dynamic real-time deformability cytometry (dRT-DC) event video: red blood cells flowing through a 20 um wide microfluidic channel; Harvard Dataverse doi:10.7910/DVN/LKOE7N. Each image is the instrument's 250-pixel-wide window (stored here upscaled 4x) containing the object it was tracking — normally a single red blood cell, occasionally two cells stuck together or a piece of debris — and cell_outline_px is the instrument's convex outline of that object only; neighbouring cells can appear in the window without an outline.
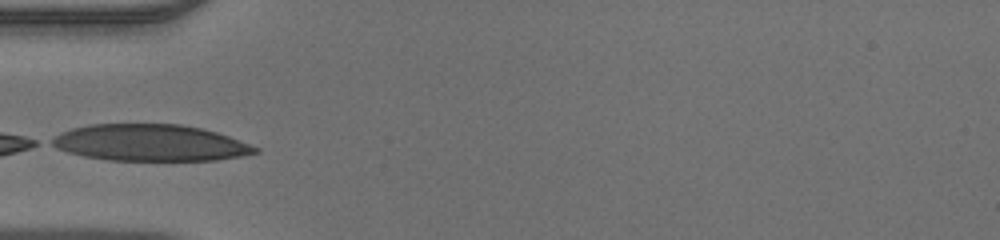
{"species": "human", "species_latin": "Homo sapiens", "temperature_condition": "warm", "stored_images_in_passage": 3, "camera_frame_rate_fps": 3000, "um_per_image_px": 0.085, "donor": {"sex": "male"}, "frame": {"image": 1, "passage_image": 1, "time_ms": 0.0, "image_size_px": [1000, 240], "cell_outline_px": [[260, 152], [240, 156], [216, 160], [108, 160], [84, 156], [68, 152], [56, 148], [48, 144], [48, 140], [72, 128], [88, 124], [180, 124], [200, 128], [216, 132], [228, 136], [260, 148]], "centroid_in_image_um": [12.74, 12.13], "position_along_channel_um": 72.3, "area_um2": 43.23}}